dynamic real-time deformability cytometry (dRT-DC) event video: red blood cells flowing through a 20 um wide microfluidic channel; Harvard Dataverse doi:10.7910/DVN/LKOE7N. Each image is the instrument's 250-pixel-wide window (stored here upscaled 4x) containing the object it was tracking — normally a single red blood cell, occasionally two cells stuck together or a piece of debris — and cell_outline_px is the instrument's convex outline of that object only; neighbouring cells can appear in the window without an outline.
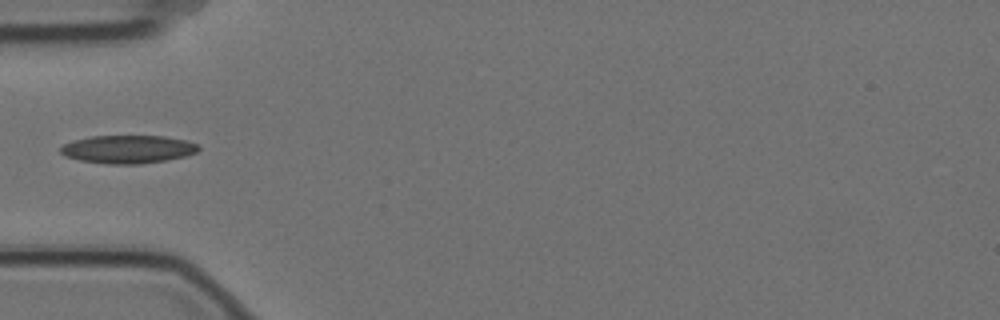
{"species": "Egyptian fruit bat (a non-hibernating species)", "species_latin": "Rousettus aegyptiacus", "temperature_condition": "cold", "stored_images_in_passage": 12, "camera_frame_rate_fps": 3000, "um_per_image_px": 0.085, "animal": {"sex": "female"}, "frame": {"image": 1, "passage_image": 2, "time_ms": 0.333, "image_size_px": [1000, 320], "cell_outline_px": [[200, 148], [196, 152], [184, 156], [164, 160], [140, 164], [108, 164], [80, 160], [64, 156], [60, 152], [60, 148], [64, 144], [72, 140], [92, 136], [164, 136], [188, 140], [200, 144]], "centroid_in_image_um": [10.88, 12.68], "position_along_channel_um": 74.1, "area_um2": 22.66}}
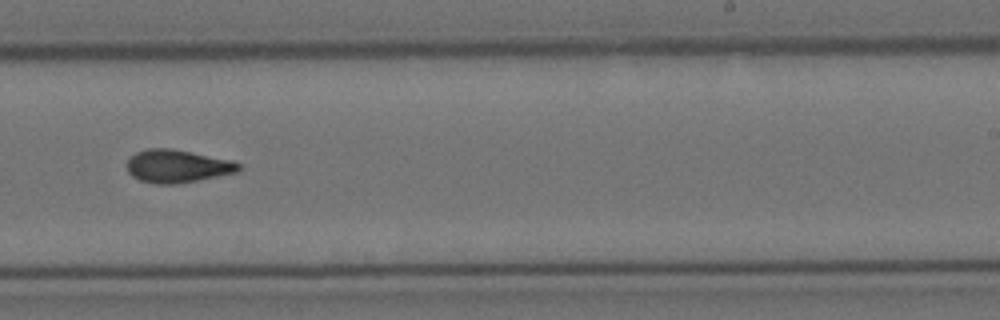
{"frame": {"image": 2, "passage_image": 7, "time_ms": 2.0, "image_size_px": [1000, 320], "cell_outline_px": [[240, 168], [236, 172], [176, 184], [156, 184], [140, 180], [132, 176], [128, 172], [128, 160], [136, 152], [148, 148], [172, 148], [232, 160], [240, 164]], "centroid_in_image_um": [15.05, 14.11], "position_along_channel_um": 273.9, "area_um2": 21.21}}
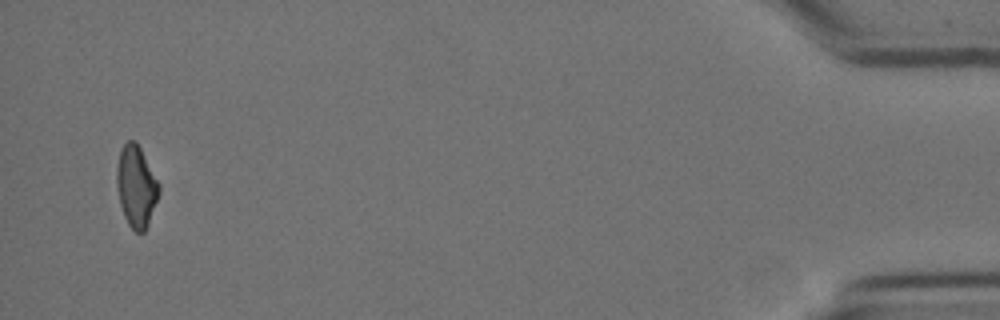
{"frame": {"image": 3, "passage_image": 12, "time_ms": 3.667, "image_size_px": [1000, 320], "cell_outline_px": [[160, 192], [148, 224], [144, 232], [136, 232], [128, 224], [124, 216], [120, 204], [116, 184], [116, 168], [120, 148], [128, 140], [136, 140], [160, 184]], "centroid_in_image_um": [11.57, 15.82], "position_along_channel_um": 423.6, "area_um2": 20.17}}